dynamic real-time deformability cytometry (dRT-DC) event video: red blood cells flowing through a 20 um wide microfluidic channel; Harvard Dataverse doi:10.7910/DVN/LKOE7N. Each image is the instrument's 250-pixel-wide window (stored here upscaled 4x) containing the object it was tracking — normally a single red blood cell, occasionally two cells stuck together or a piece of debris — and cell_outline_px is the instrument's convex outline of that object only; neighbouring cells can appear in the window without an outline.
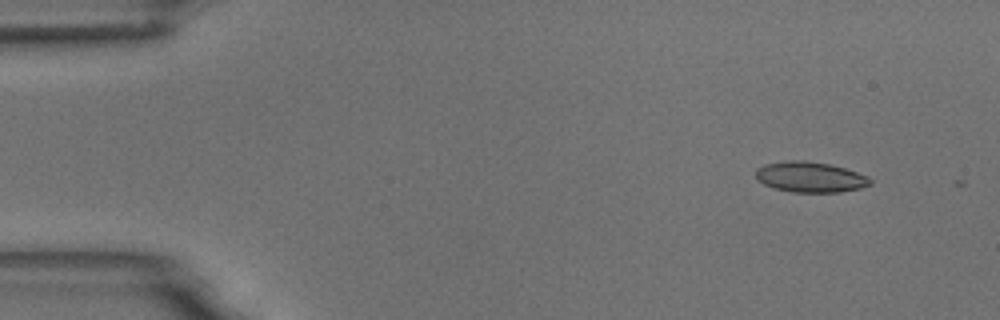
{"species": "common noctule bat (a hibernating species)", "species_latin": "Nyctalus noctula", "temperature_condition": "room temperature", "stored_images_in_passage": 5, "camera_frame_rate_fps": 3000, "um_per_image_px": 0.085, "animal": {"sex": "male", "body_mass_g": 18.8}, "frame": {"image": 1, "passage_image": 2, "time_ms": 1.333, "image_size_px": [1000, 320], "cell_outline_px": [[872, 184], [860, 188], [840, 192], [792, 192], [776, 188], [764, 184], [756, 180], [756, 168], [764, 164], [788, 160], [804, 160], [828, 164], [844, 168], [868, 176], [872, 180]], "centroid_in_image_um": [68.85, 15.04], "position_along_channel_um": 16.1, "area_um2": 20.35}}
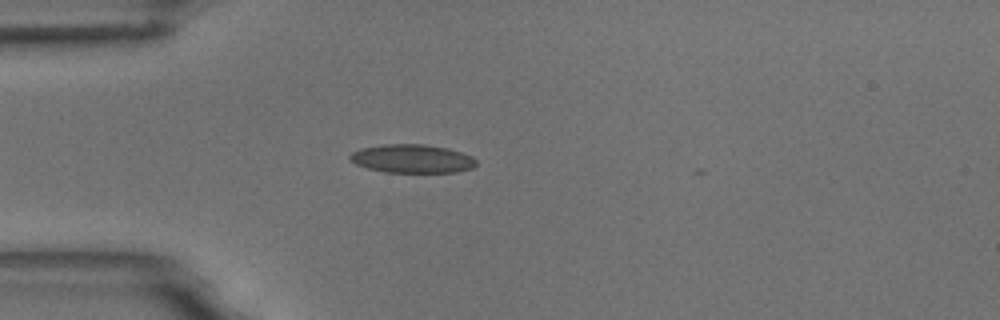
{"frame": {"image": 2, "passage_image": 5, "time_ms": 4.667, "image_size_px": [1000, 320], "cell_outline_px": [[476, 164], [472, 168], [456, 172], [384, 172], [368, 168], [356, 164], [348, 160], [348, 156], [352, 152], [360, 148], [380, 144], [424, 144], [448, 148], [472, 156], [476, 160]], "centroid_in_image_um": [34.99, 13.48], "position_along_channel_um": 50.0, "area_um2": 21.1}}